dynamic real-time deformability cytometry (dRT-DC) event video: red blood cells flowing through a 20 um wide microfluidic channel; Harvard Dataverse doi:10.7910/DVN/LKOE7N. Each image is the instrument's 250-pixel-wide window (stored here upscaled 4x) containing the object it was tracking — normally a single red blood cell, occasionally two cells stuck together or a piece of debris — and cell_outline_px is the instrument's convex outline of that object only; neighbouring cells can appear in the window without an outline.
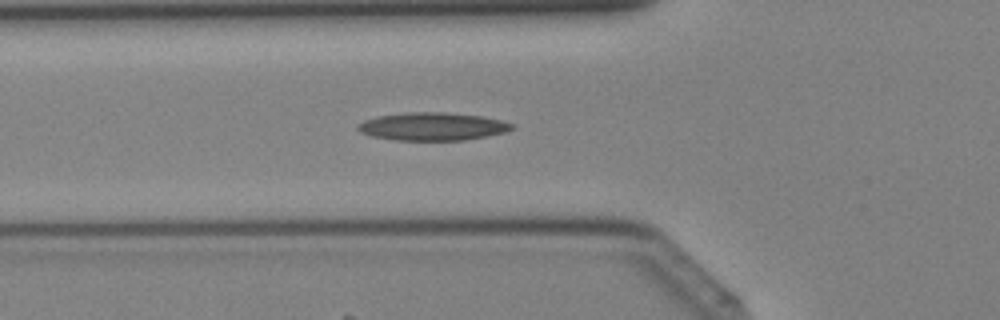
{"species": "Egyptian fruit bat (a non-hibernating species)", "species_latin": "Rousettus aegyptiacus", "temperature_condition": "cold", "stored_images_in_passage": 29, "camera_frame_rate_fps": 3000, "um_per_image_px": 0.085, "animal": {"sex": "female"}, "frame": {"image": 1, "passage_image": 3, "time_ms": 0.667, "image_size_px": [1000, 320], "cell_outline_px": [[516, 128], [504, 132], [488, 136], [464, 140], [396, 140], [372, 136], [360, 132], [356, 128], [364, 120], [376, 116], [408, 112], [440, 112], [480, 116], [500, 120], [516, 124]], "centroid_in_image_um": [36.78, 10.75], "position_along_channel_um": 89.0, "area_um2": 25.03}}
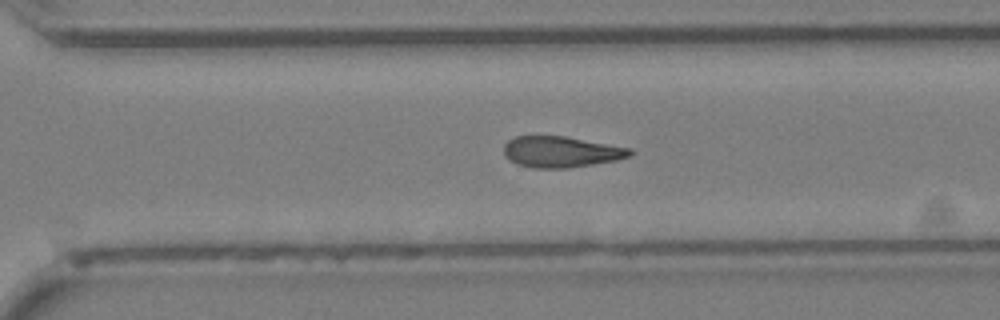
{"frame": {"image": 2, "passage_image": 17, "time_ms": 5.333, "image_size_px": [1000, 320], "cell_outline_px": [[636, 152], [632, 156], [616, 160], [568, 168], [532, 168], [516, 164], [504, 152], [504, 144], [508, 140], [516, 136], [564, 136], [632, 148]], "centroid_in_image_um": [47.74, 12.9], "position_along_channel_um": 322.9, "area_um2": 22.83}}
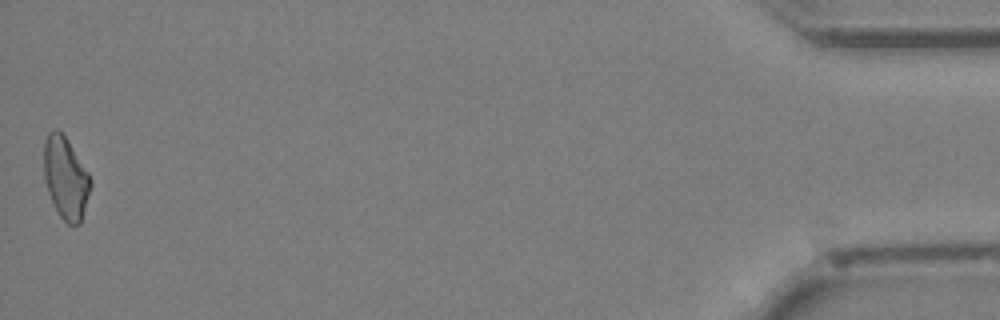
{"frame": {"image": 3, "passage_image": 29, "time_ms": 9.333, "image_size_px": [1000, 320], "cell_outline_px": [[92, 184], [80, 224], [72, 228], [60, 216], [48, 192], [44, 176], [44, 140], [48, 132], [52, 128], [56, 128], [68, 140], [88, 172], [92, 180]], "centroid_in_image_um": [5.59, 15.12], "position_along_channel_um": 429.6, "area_um2": 22.37}}